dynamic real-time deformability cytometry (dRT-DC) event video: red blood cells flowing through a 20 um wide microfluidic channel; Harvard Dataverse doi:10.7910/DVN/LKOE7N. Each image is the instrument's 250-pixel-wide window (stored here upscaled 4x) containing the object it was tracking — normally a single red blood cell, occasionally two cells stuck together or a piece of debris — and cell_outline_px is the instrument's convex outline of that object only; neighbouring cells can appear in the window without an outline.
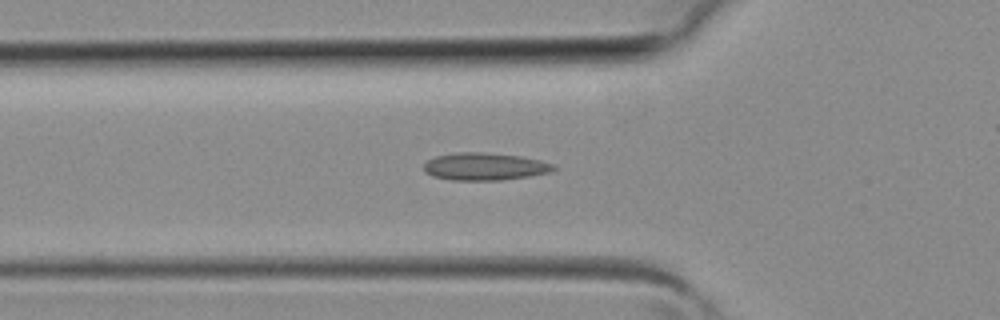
{"species": "common noctule bat (a hibernating species)", "species_latin": "Nyctalus noctula", "temperature_condition": "room temperature", "stored_images_in_passage": 13, "camera_frame_rate_fps": 3000, "um_per_image_px": 0.085, "animal": {"sex": "female", "body_mass_g": 19.3, "forearm_length_mm": 54.1}, "frame": {"image": 1, "passage_image": 12, "time_ms": 3.667, "image_size_px": [1000, 320], "cell_outline_px": [[556, 168], [552, 172], [504, 180], [452, 180], [432, 176], [424, 172], [424, 164], [428, 160], [436, 156], [460, 152], [480, 152], [520, 156], [540, 160], [552, 164]], "centroid_in_image_um": [41.19, 14.16], "position_along_channel_um": 84.6, "area_um2": 20.69}}